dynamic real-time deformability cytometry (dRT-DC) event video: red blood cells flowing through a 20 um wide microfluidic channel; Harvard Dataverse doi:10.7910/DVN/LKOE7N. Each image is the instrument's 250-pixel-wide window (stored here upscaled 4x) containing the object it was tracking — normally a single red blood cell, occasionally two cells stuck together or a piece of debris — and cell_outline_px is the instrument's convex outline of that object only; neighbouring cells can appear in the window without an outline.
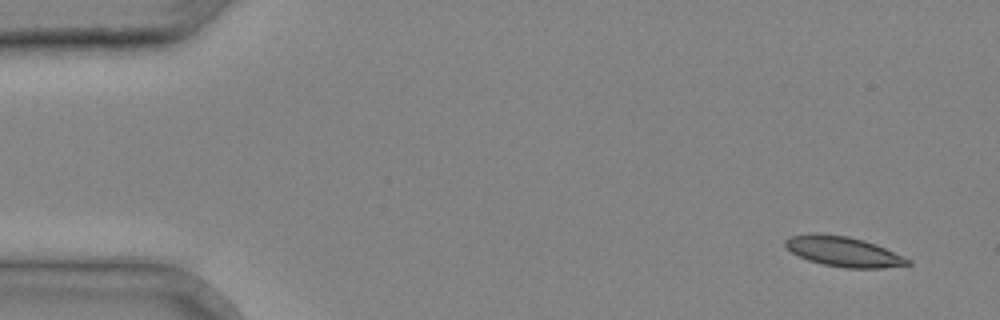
{"species": "common noctule bat (a hibernating species)", "species_latin": "Nyctalus noctula", "temperature_condition": "cold", "stored_images_in_passage": 4, "segment_of_instrument_passage": [1, 2], "camera_frame_rate_fps": 3000, "um_per_image_px": 0.085, "animal": {"sex": "male", "body_mass_g": 20.4}, "frame": {"image": 1, "passage_image": 1, "time_ms": 0.0, "image_size_px": [1000, 320], "cell_outline_px": [[912, 264], [884, 268], [844, 268], [824, 264], [808, 260], [792, 252], [784, 244], [784, 240], [792, 236], [812, 232], [816, 232], [848, 236], [864, 240], [876, 244], [912, 260]], "centroid_in_image_um": [71.71, 21.37], "position_along_channel_um": 13.3, "area_um2": 21.5}}